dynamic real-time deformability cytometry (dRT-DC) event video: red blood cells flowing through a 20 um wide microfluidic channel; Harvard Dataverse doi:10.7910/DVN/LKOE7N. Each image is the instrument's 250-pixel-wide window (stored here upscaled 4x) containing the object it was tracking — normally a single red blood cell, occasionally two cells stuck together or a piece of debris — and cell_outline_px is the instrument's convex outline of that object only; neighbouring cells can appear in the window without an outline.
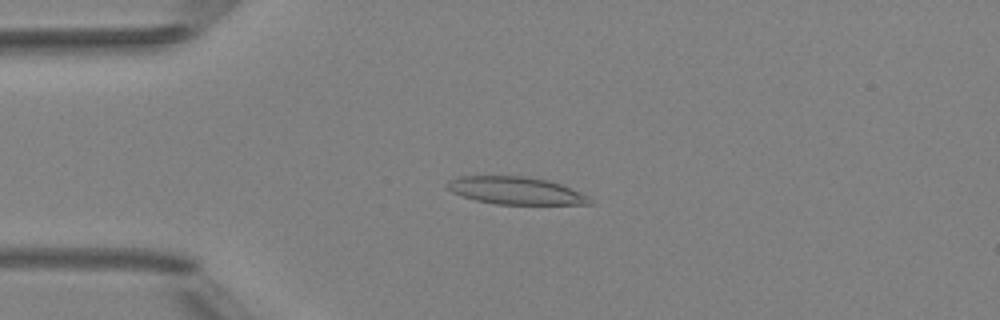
{"species": "Egyptian fruit bat (a non-hibernating species)", "species_latin": "Rousettus aegyptiacus", "temperature_condition": "room temperature", "stored_images_in_passage": 5, "camera_frame_rate_fps": 3000, "um_per_image_px": 0.085, "animal": {"sex": "female"}, "frame": {"image": 1, "passage_image": 3, "time_ms": 3.333, "image_size_px": [1000, 320], "cell_outline_px": [[592, 204], [496, 204], [476, 200], [452, 192], [448, 188], [448, 180], [460, 176], [528, 176], [548, 180], [560, 184], [580, 192], [588, 196], [592, 200]], "centroid_in_image_um": [43.85, 16.2], "position_along_channel_um": 41.1, "area_um2": 22.66}}
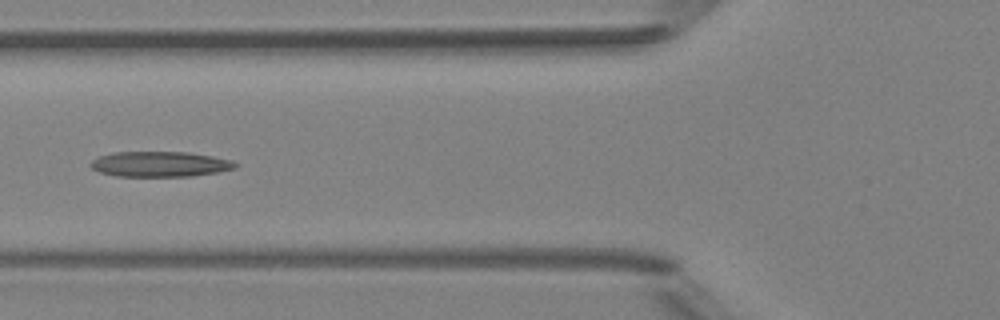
{"frame": {"image": 2, "passage_image": 5, "time_ms": 5.667, "image_size_px": [1000, 320], "cell_outline_px": [[240, 164], [236, 168], [216, 172], [192, 176], [116, 176], [100, 172], [92, 168], [88, 164], [92, 160], [100, 156], [112, 152], [188, 152], [212, 156], [232, 160]], "centroid_in_image_um": [13.61, 13.95], "position_along_channel_um": 112.2, "area_um2": 21.39}}